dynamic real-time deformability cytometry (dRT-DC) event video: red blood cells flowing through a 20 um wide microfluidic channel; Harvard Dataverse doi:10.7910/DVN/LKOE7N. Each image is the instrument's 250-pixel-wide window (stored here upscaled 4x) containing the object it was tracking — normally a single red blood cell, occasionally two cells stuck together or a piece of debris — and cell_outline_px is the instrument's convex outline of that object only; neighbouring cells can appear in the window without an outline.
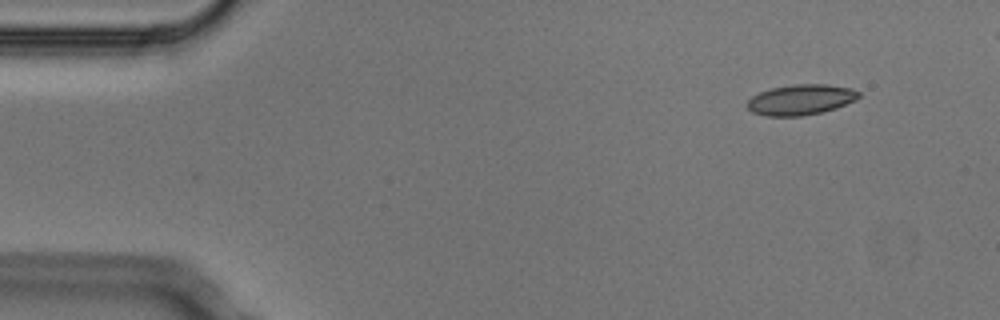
{"species": "Egyptian fruit bat (a non-hibernating species)", "species_latin": "Rousettus aegyptiacus", "temperature_condition": "cold", "stored_images_in_passage": 8, "camera_frame_rate_fps": 3000, "um_per_image_px": 0.085, "animal": {"sex": "male"}, "frame": {"image": 1, "passage_image": 2, "time_ms": 0.333, "image_size_px": [1000, 320], "cell_outline_px": [[860, 96], [856, 100], [836, 108], [820, 112], [800, 116], [768, 116], [752, 112], [748, 108], [748, 100], [752, 96], [760, 92], [772, 88], [792, 84], [828, 84], [852, 88], [860, 92]], "centroid_in_image_um": [68.09, 8.46], "position_along_channel_um": 16.9, "area_um2": 19.77}}
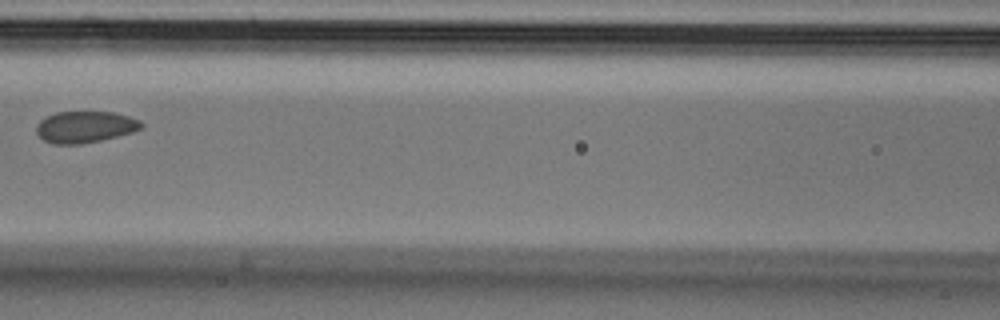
{"frame": {"image": 2, "passage_image": 7, "time_ms": 2.0, "image_size_px": [1000, 320], "cell_outline_px": [[144, 128], [132, 132], [100, 140], [80, 144], [52, 144], [44, 140], [36, 132], [36, 124], [44, 116], [56, 112], [112, 112], [128, 116], [140, 120], [144, 124]], "centroid_in_image_um": [7.21, 10.78], "position_along_channel_um": 159.4, "area_um2": 19.36}}
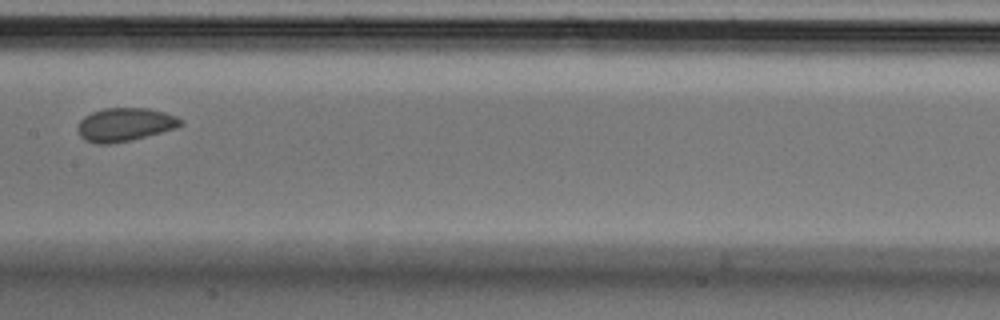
{"frame": {"image": 3, "passage_image": 8, "time_ms": 2.333, "image_size_px": [1000, 320], "cell_outline_px": [[184, 124], [176, 128], [132, 140], [112, 144], [96, 144], [84, 140], [80, 136], [76, 128], [80, 120], [84, 116], [92, 112], [104, 108], [148, 108], [164, 112], [176, 116], [184, 120]], "centroid_in_image_um": [10.61, 10.59], "position_along_channel_um": 196.8, "area_um2": 20.29}}